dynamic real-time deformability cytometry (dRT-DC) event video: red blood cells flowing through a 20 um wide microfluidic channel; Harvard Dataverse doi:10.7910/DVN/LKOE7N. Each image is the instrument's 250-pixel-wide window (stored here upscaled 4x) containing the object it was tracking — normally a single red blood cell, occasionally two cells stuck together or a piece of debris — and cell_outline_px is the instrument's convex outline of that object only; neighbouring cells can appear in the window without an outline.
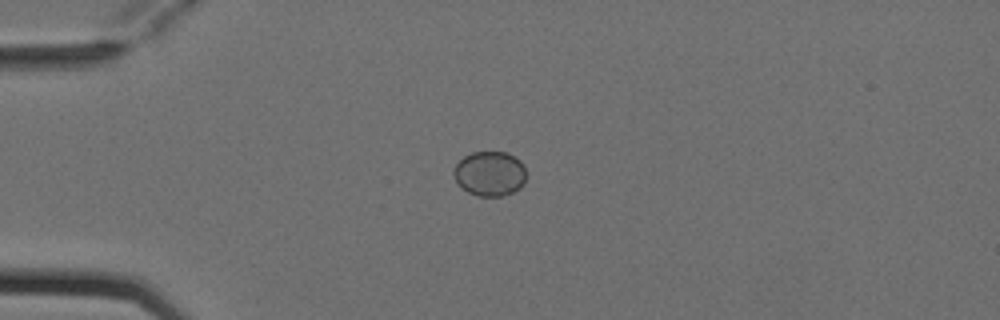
{"species": "Egyptian fruit bat (a non-hibernating species)", "species_latin": "Rousettus aegyptiacus", "temperature_condition": "cold", "stored_images_in_passage": 4, "camera_frame_rate_fps": 3000, "um_per_image_px": 0.085, "animal": {"sex": "female"}, "frame": {"image": 1, "passage_image": 1, "time_ms": 0.0, "image_size_px": [1000, 320], "cell_outline_px": [[524, 184], [520, 188], [512, 192], [500, 196], [480, 196], [468, 192], [456, 180], [452, 172], [456, 164], [464, 156], [472, 152], [508, 152], [520, 160], [524, 164]], "centroid_in_image_um": [41.64, 14.74], "position_along_channel_um": 43.4, "area_um2": 18.79}}
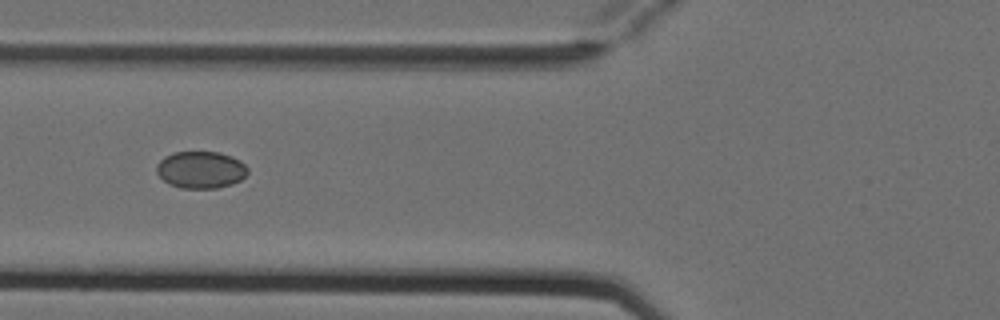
{"frame": {"image": 2, "passage_image": 3, "time_ms": 0.667, "image_size_px": [1000, 320], "cell_outline_px": [[248, 172], [240, 180], [232, 184], [216, 188], [180, 188], [168, 184], [156, 172], [156, 164], [164, 156], [172, 152], [220, 152], [232, 156], [240, 160], [248, 168]], "centroid_in_image_um": [17.05, 14.42], "position_along_channel_um": 108.8, "area_um2": 19.83}}
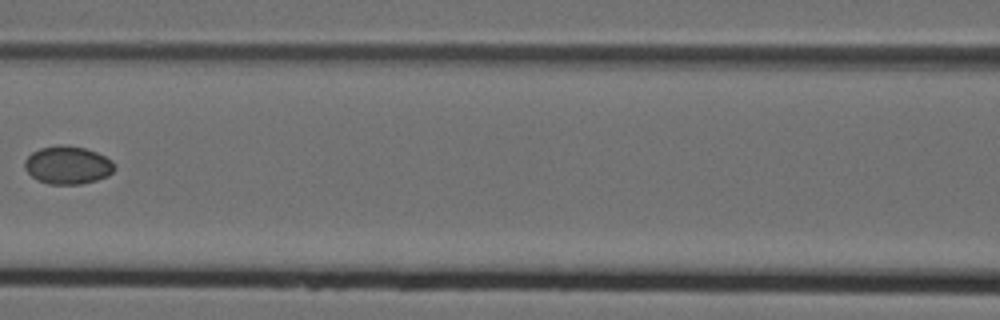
{"frame": {"image": 3, "passage_image": 4, "time_ms": 1.0, "image_size_px": [1000, 320], "cell_outline_px": [[116, 168], [108, 176], [96, 180], [80, 184], [48, 184], [36, 180], [24, 168], [24, 160], [32, 152], [40, 148], [64, 144], [84, 148], [96, 152], [112, 160], [116, 164]], "centroid_in_image_um": [5.76, 14.04], "position_along_channel_um": 160.8, "area_um2": 20.0}}